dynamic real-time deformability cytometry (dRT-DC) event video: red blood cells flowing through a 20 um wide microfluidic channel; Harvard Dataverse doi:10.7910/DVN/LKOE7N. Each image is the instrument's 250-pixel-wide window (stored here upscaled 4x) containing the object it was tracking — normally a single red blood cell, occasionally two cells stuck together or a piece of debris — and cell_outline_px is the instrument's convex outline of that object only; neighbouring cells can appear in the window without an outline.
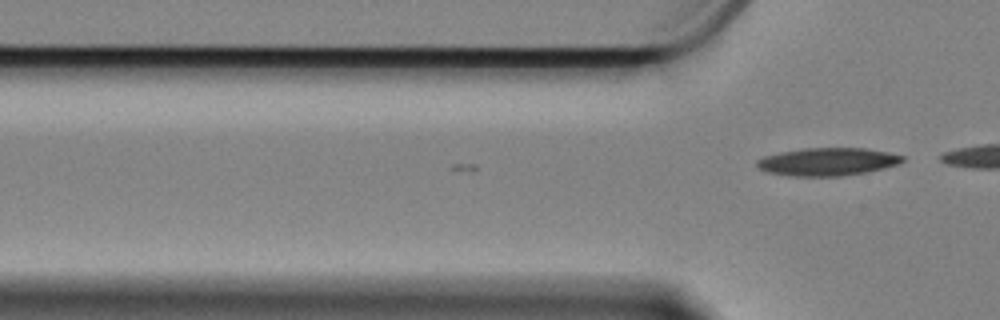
{"species": "Egyptian fruit bat (a non-hibernating species)", "species_latin": "Rousettus aegyptiacus", "temperature_condition": "cold", "stored_images_in_passage": 3, "camera_frame_rate_fps": 3000, "um_per_image_px": 0.085, "animal": {"sex": "female"}, "frame": {"image": 1, "passage_image": 3, "time_ms": 0.667, "image_size_px": [1000, 320], "cell_outline_px": [[904, 160], [900, 164], [884, 168], [864, 172], [840, 176], [788, 176], [768, 172], [760, 168], [756, 164], [756, 160], [764, 156], [780, 152], [804, 148], [864, 148], [888, 152], [904, 156]], "centroid_in_image_um": [70.34, 13.74], "position_along_channel_um": 55.5, "area_um2": 23.58}}